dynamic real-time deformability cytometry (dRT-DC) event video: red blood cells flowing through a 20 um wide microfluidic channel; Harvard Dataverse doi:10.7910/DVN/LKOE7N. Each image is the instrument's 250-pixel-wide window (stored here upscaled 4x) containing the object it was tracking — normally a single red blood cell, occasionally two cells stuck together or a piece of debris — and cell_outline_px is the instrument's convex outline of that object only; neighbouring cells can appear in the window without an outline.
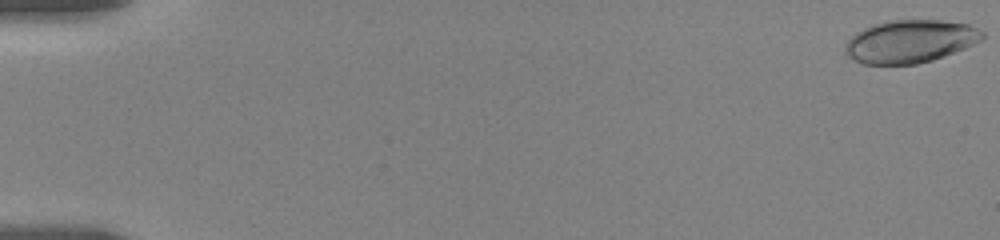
{"species": "human", "species_latin": "Homo sapiens", "temperature_condition": "room temperature", "stored_images_in_passage": 19, "camera_frame_rate_fps": 3000, "um_per_image_px": 0.085, "donor": {"sex": "female"}, "frame": {"image": 1, "passage_image": 1, "time_ms": 0.0, "image_size_px": [1000, 240], "cell_outline_px": [[984, 40], [944, 56], [932, 60], [916, 64], [864, 64], [848, 56], [844, 52], [844, 44], [856, 32], [872, 24], [892, 20], [940, 20], [968, 24], [984, 32]], "centroid_in_image_um": [77.36, 3.51], "position_along_channel_um": 7.6, "area_um2": 34.28}}
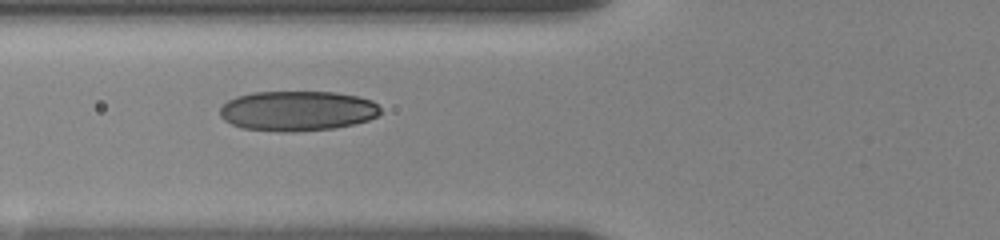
{"frame": {"image": 2, "passage_image": 17, "time_ms": 7.333, "image_size_px": [1000, 240], "cell_outline_px": [[380, 112], [376, 116], [368, 120], [336, 128], [292, 132], [288, 132], [244, 128], [232, 124], [224, 120], [220, 116], [220, 108], [228, 100], [236, 96], [252, 92], [336, 92], [356, 96], [372, 100], [380, 108]], "centroid_in_image_um": [25.26, 9.42], "position_along_channel_um": 100.5, "area_um2": 37.34}}
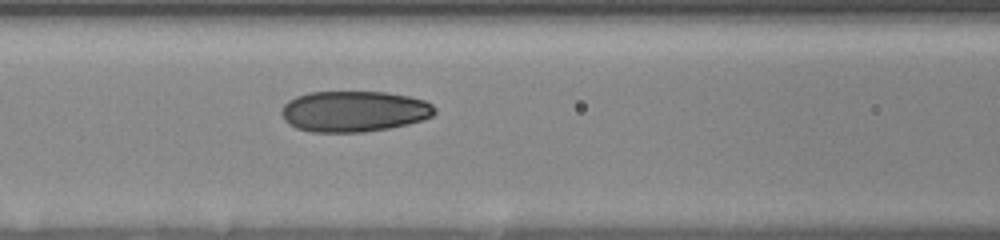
{"frame": {"image": 3, "passage_image": 19, "time_ms": 8.333, "image_size_px": [1000, 240], "cell_outline_px": [[436, 112], [432, 116], [408, 124], [388, 128], [364, 132], [312, 132], [296, 128], [288, 124], [284, 120], [280, 112], [284, 104], [288, 100], [296, 96], [308, 92], [388, 92], [408, 96], [424, 100], [432, 104], [436, 108]], "centroid_in_image_um": [30.06, 9.46], "position_along_channel_um": 136.5, "area_um2": 36.7}}